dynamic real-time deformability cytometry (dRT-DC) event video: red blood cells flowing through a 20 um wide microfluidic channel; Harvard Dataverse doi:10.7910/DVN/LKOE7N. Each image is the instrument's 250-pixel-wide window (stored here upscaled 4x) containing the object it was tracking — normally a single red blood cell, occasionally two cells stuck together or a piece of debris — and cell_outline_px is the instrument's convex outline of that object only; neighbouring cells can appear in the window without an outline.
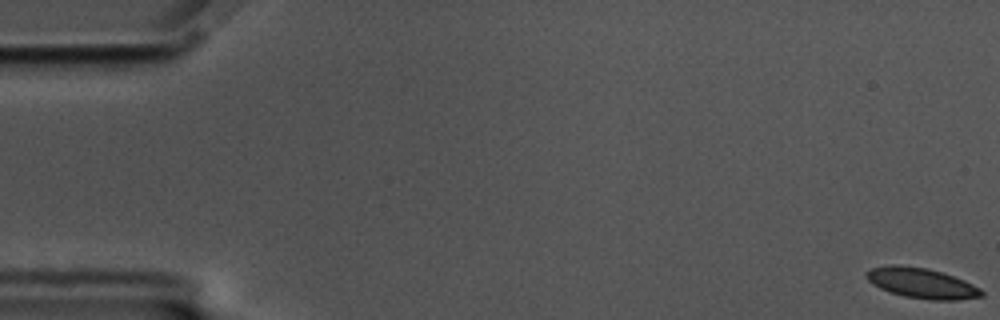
{"species": "common noctule bat (a hibernating species)", "species_latin": "Nyctalus noctula", "temperature_condition": "cold", "stored_images_in_passage": 52, "camera_frame_rate_fps": 3000, "um_per_image_px": 0.085, "animal": {"sex": "male", "body_mass_g": 17.5, "forearm_length_mm": 52.3}, "frame": {"image": 1, "passage_image": 1, "time_ms": 0.0, "image_size_px": [1000, 320], "cell_outline_px": [[984, 296], [956, 300], [932, 300], [904, 296], [880, 288], [872, 284], [864, 276], [864, 272], [872, 268], [888, 264], [896, 264], [928, 268], [964, 280], [980, 288], [984, 292]], "centroid_in_image_um": [78.31, 24.06], "position_along_channel_um": 6.7, "area_um2": 20.35}}
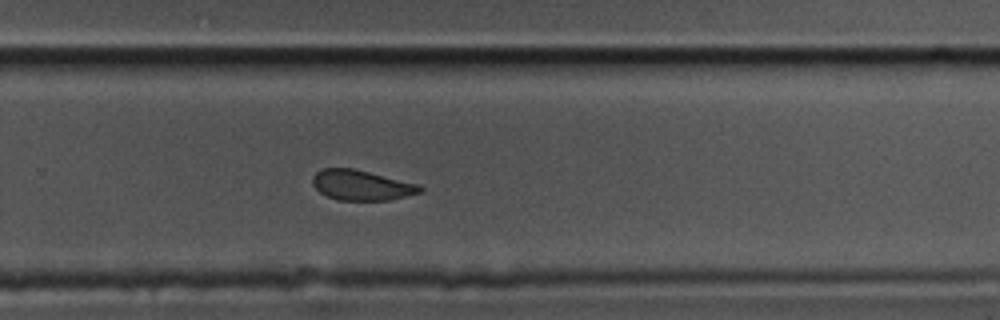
{"frame": {"image": 2, "passage_image": 39, "time_ms": 12.667, "image_size_px": [1000, 320], "cell_outline_px": [[424, 188], [420, 192], [388, 200], [336, 200], [320, 192], [312, 184], [312, 176], [316, 172], [324, 168], [352, 168], [420, 184]], "centroid_in_image_um": [30.71, 15.74], "position_along_channel_um": 299.1, "area_um2": 18.79}}
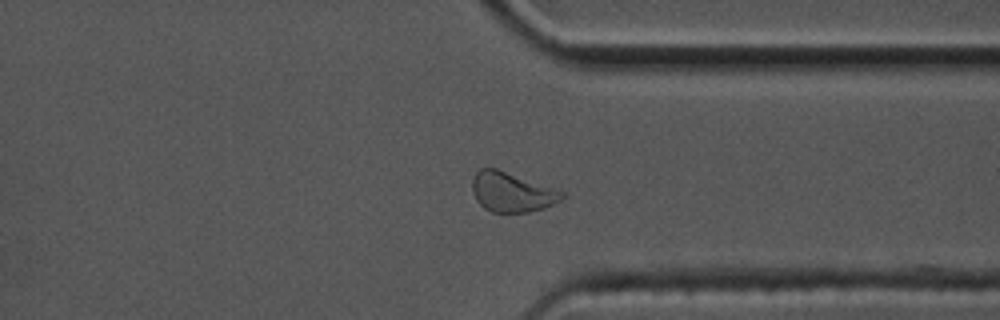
{"frame": {"image": 3, "passage_image": 45, "time_ms": 14.667, "image_size_px": [1000, 320], "cell_outline_px": [[568, 196], [544, 208], [528, 212], [492, 212], [484, 208], [476, 200], [472, 192], [472, 180], [476, 172], [480, 168], [496, 168], [564, 192]], "centroid_in_image_um": [43.48, 16.33], "position_along_channel_um": 367.9, "area_um2": 20.58}, "authors_computed_cell_mechanics": {"area_um2": 20.2878, "velocity_mm_per_s": 3.4612, "shape_relaxation_time_tau1_ms": 7.4372, "shape_relaxation_time_tau2_ms": 3.2679, "deformation_change_tau1": 0.1163, "deformation_change_tau2": 0.0568}}